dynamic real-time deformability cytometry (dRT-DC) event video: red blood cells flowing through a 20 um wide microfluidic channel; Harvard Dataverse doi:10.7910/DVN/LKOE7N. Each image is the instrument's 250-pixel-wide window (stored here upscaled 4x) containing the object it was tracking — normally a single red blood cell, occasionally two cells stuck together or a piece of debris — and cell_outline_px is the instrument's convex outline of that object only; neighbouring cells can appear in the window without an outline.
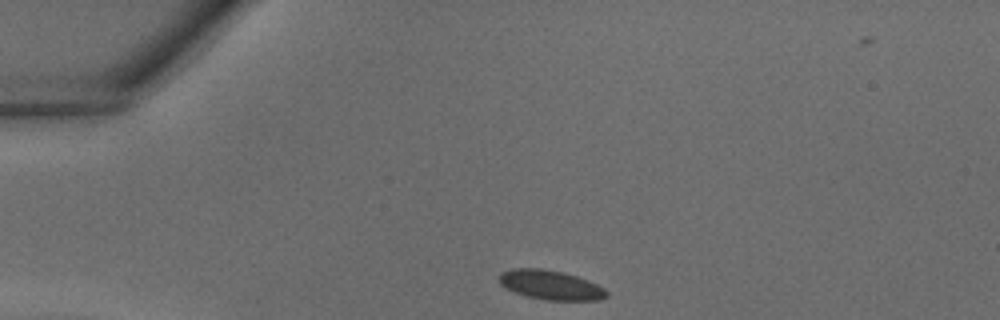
{"species": "common noctule bat (a hibernating species)", "species_latin": "Nyctalus noctula", "temperature_condition": "warm", "stored_images_in_passage": 31, "camera_frame_rate_fps": 3000, "um_per_image_px": 0.085, "animal": {"sex": "male", "body_mass_g": 18.8}, "frame": {"image": 1, "passage_image": 1, "time_ms": 0.0, "image_size_px": [1000, 320], "cell_outline_px": [[608, 296], [600, 300], [548, 300], [528, 296], [516, 292], [500, 284], [500, 272], [512, 268], [540, 268], [564, 272], [588, 280], [604, 288], [608, 292]], "centroid_in_image_um": [46.83, 24.21], "position_along_channel_um": 38.2, "area_um2": 18.26}}
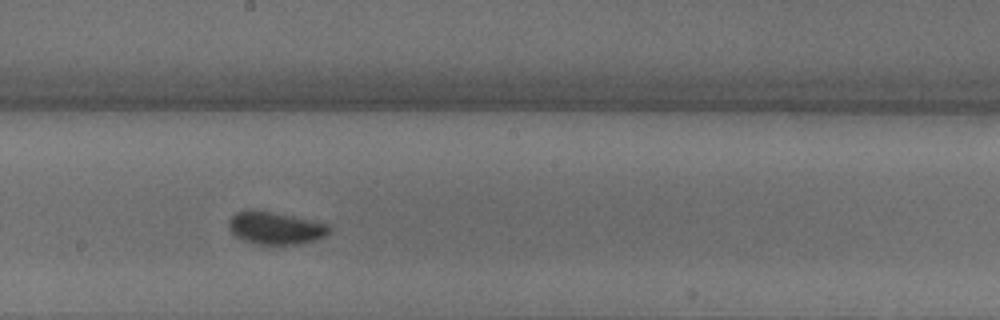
{"frame": {"image": 2, "passage_image": 14, "time_ms": 4.333, "image_size_px": [1000, 320], "cell_outline_px": [[328, 232], [324, 236], [316, 240], [300, 244], [256, 244], [244, 240], [236, 236], [232, 232], [228, 224], [228, 220], [236, 212], [252, 208], [312, 220], [328, 224]], "centroid_in_image_um": [23.37, 19.37], "position_along_channel_um": 224.8, "area_um2": 18.96}}
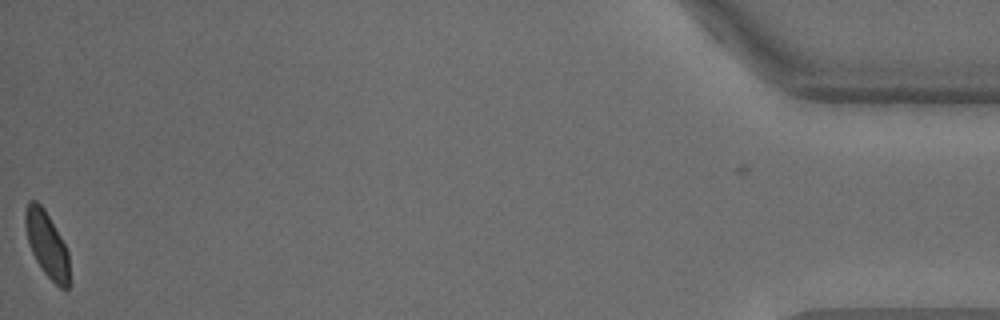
{"frame": {"image": 3, "passage_image": 31, "time_ms": 10.0, "image_size_px": [1000, 320], "cell_outline_px": [[68, 288], [60, 288], [44, 272], [36, 260], [32, 252], [28, 240], [24, 224], [24, 208], [28, 200], [36, 200], [44, 208], [60, 236], [68, 252]], "centroid_in_image_um": [3.94, 20.71], "position_along_channel_um": 431.3, "area_um2": 16.59}}